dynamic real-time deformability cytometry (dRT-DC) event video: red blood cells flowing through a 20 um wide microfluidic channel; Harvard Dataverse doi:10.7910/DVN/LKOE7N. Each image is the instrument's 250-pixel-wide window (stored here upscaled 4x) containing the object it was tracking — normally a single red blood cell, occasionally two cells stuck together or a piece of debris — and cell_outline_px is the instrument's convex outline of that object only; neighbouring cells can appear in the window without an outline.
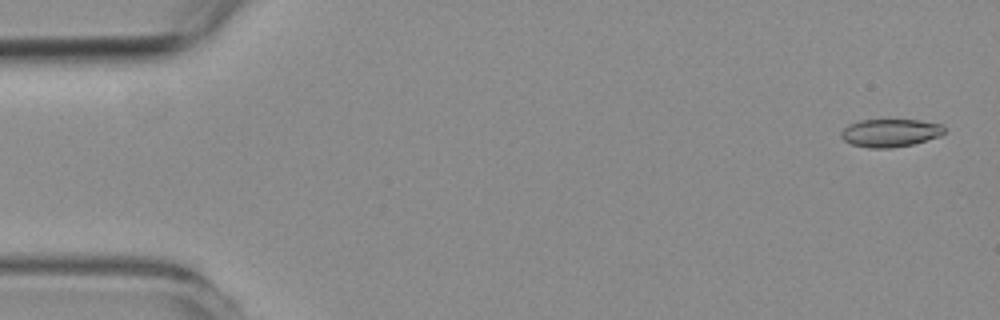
{"species": "common noctule bat (a hibernating species)", "species_latin": "Nyctalus noctula", "temperature_condition": "room temperature", "stored_images_in_passage": 19, "camera_frame_rate_fps": 3000, "um_per_image_px": 0.085, "animal": {"sex": "female", "body_mass_g": 19.3, "forearm_length_mm": 54.1}, "frame": {"image": 1, "passage_image": 2, "time_ms": 0.333, "image_size_px": [1000, 320], "cell_outline_px": [[944, 132], [940, 136], [912, 144], [892, 148], [868, 148], [852, 144], [844, 140], [840, 136], [840, 132], [848, 124], [860, 120], [920, 120], [940, 124], [944, 128]], "centroid_in_image_um": [75.64, 11.29], "position_along_channel_um": 9.4, "area_um2": 16.76}}
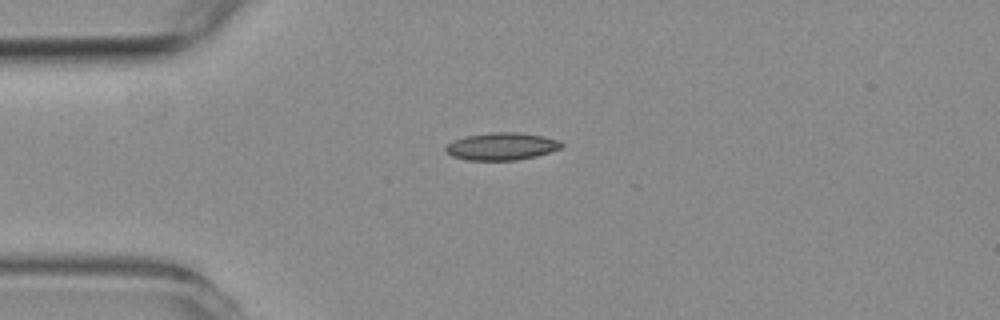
{"frame": {"image": 2, "passage_image": 14, "time_ms": 4.333, "image_size_px": [1000, 320], "cell_outline_px": [[564, 144], [560, 148], [536, 156], [516, 160], [468, 160], [452, 156], [444, 152], [444, 148], [452, 140], [464, 136], [488, 132], [520, 132], [544, 136], [560, 140]], "centroid_in_image_um": [42.61, 12.43], "position_along_channel_um": 42.4, "area_um2": 18.73}}